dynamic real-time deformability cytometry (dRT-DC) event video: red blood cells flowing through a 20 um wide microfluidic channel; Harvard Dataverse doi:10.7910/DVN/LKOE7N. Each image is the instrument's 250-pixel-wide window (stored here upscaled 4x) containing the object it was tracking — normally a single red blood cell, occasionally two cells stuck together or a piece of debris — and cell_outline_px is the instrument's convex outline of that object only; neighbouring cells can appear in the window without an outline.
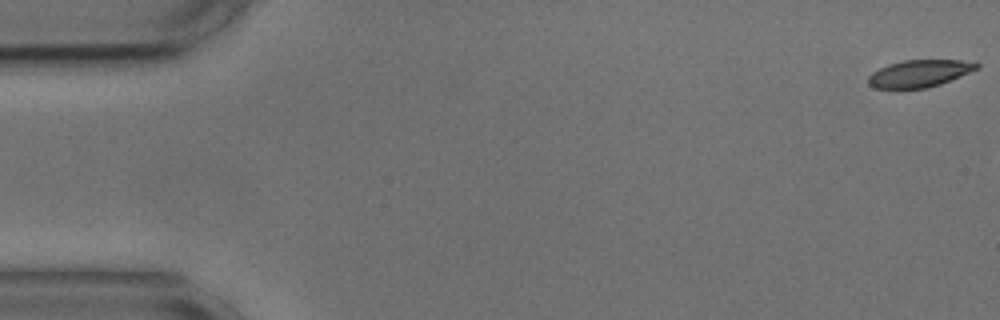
{"species": "common noctule bat (a hibernating species)", "species_latin": "Nyctalus noctula", "temperature_condition": "cold", "stored_images_in_passage": 7, "camera_frame_rate_fps": 3000, "um_per_image_px": 0.085, "animal": {"sex": "male", "body_mass_g": 17.9, "forearm_length_mm": 54.2}, "frame": {"image": 1, "passage_image": 1, "time_ms": 0.0, "image_size_px": [1000, 320], "cell_outline_px": [[980, 68], [940, 84], [928, 88], [872, 88], [868, 84], [868, 76], [872, 72], [888, 64], [904, 60], [976, 60], [980, 64]], "centroid_in_image_um": [78.19, 6.23], "position_along_channel_um": 6.8, "area_um2": 17.34}}